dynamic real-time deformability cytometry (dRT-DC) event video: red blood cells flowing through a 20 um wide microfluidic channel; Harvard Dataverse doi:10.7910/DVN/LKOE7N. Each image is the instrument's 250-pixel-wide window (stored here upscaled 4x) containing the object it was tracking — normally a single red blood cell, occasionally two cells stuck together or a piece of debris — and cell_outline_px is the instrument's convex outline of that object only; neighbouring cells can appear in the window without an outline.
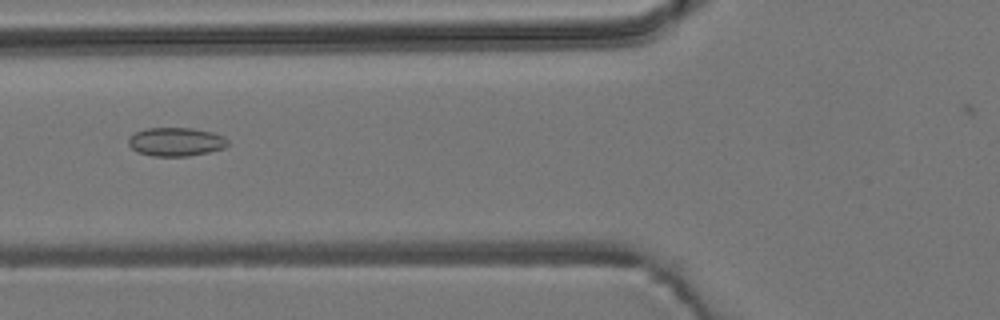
{"species": "common noctule bat (a hibernating species)", "species_latin": "Nyctalus noctula", "temperature_condition": "room temperature", "stored_images_in_passage": 55, "camera_frame_rate_fps": 3000, "um_per_image_px": 0.085, "animal": {"sex": "male", "body_mass_g": 19.2, "forearm_length_mm": 51.8}, "frame": {"image": 1, "passage_image": 22, "time_ms": 7.0, "image_size_px": [1000, 320], "cell_outline_px": [[228, 144], [224, 148], [208, 152], [188, 156], [152, 156], [136, 152], [128, 144], [128, 136], [144, 128], [192, 128], [212, 132], [224, 136], [228, 140]], "centroid_in_image_um": [14.93, 12.05], "position_along_channel_um": 110.9, "area_um2": 16.7}}
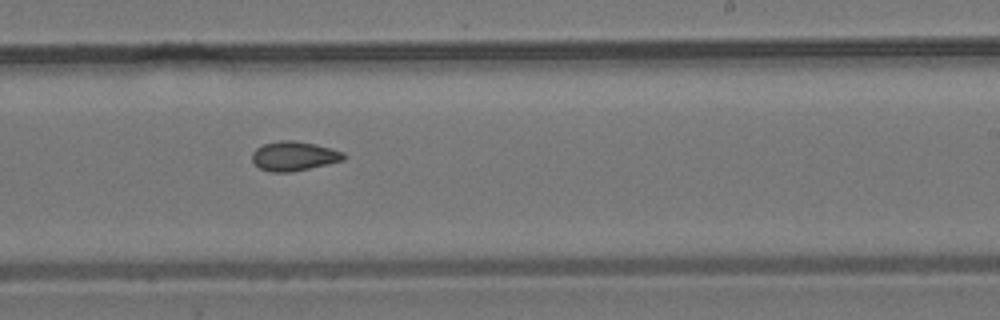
{"frame": {"image": 2, "passage_image": 34, "time_ms": 11.0, "image_size_px": [1000, 320], "cell_outline_px": [[344, 160], [328, 164], [292, 172], [272, 172], [260, 168], [252, 160], [252, 152], [256, 148], [264, 144], [280, 140], [296, 140], [316, 144], [332, 148], [344, 152]], "centroid_in_image_um": [25.0, 13.26], "position_along_channel_um": 264.0, "area_um2": 15.72}}
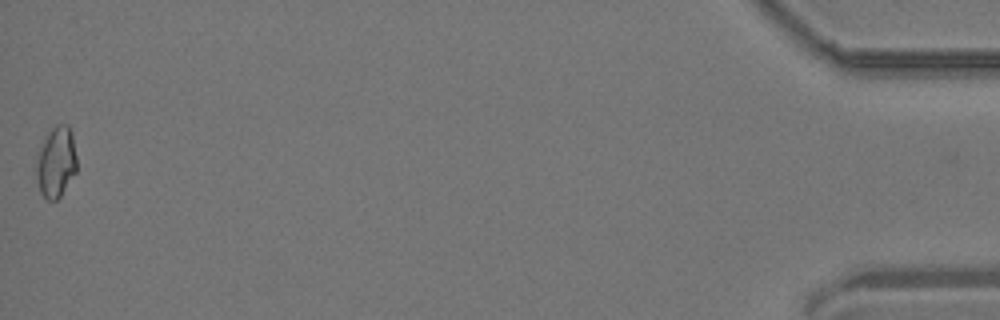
{"frame": {"image": 3, "passage_image": 55, "time_ms": 18.0, "image_size_px": [1000, 320], "cell_outline_px": [[76, 172], [60, 196], [56, 200], [48, 200], [40, 192], [32, 168], [36, 152], [44, 136], [56, 124], [68, 124], [72, 132], [76, 156]], "centroid_in_image_um": [4.7, 13.75], "position_along_channel_um": 430.5, "area_um2": 17.46}, "authors_computed_cell_mechanics": {"area_um2": 15.7794, "velocity_mm_per_s": 3.8272, "shape_relaxation_time_tau1_ms": null, "shape_relaxation_time_tau2_ms": 3.0372, "deformation_change_tau1": null, "deformation_change_tau2": 0.0864}}